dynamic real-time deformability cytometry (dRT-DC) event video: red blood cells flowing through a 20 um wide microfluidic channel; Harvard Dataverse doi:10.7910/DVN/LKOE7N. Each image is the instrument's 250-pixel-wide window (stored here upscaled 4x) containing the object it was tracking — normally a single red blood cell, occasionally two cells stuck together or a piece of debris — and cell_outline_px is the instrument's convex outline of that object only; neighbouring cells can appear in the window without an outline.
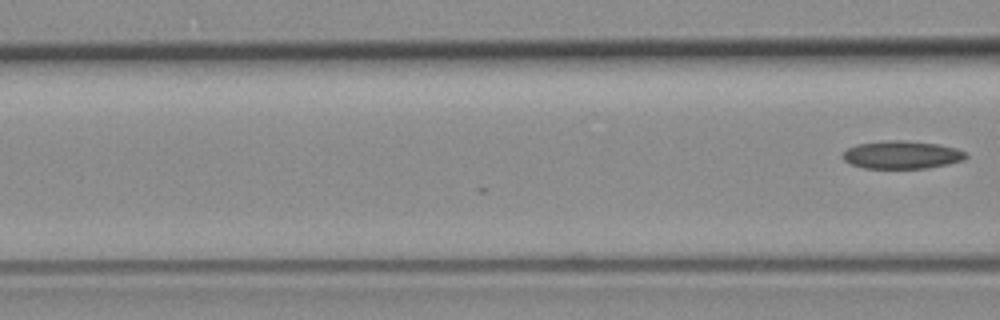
{"species": "common noctule bat (a hibernating species)", "species_latin": "Nyctalus noctula", "temperature_condition": "room temperature", "stored_images_in_passage": 16, "camera_frame_rate_fps": 3000, "um_per_image_px": 0.085, "animal": {"sex": "female", "body_mass_g": 19.3, "forearm_length_mm": 54.1}, "frame": {"image": 1, "passage_image": 16, "time_ms": 5.0, "image_size_px": [1000, 320], "cell_outline_px": [[968, 156], [964, 160], [948, 164], [928, 168], [864, 168], [852, 164], [844, 160], [844, 152], [848, 148], [856, 144], [896, 140], [904, 140], [936, 144], [956, 148], [964, 152]], "centroid_in_image_um": [76.68, 13.16], "position_along_channel_um": 89.9, "area_um2": 19.77}}